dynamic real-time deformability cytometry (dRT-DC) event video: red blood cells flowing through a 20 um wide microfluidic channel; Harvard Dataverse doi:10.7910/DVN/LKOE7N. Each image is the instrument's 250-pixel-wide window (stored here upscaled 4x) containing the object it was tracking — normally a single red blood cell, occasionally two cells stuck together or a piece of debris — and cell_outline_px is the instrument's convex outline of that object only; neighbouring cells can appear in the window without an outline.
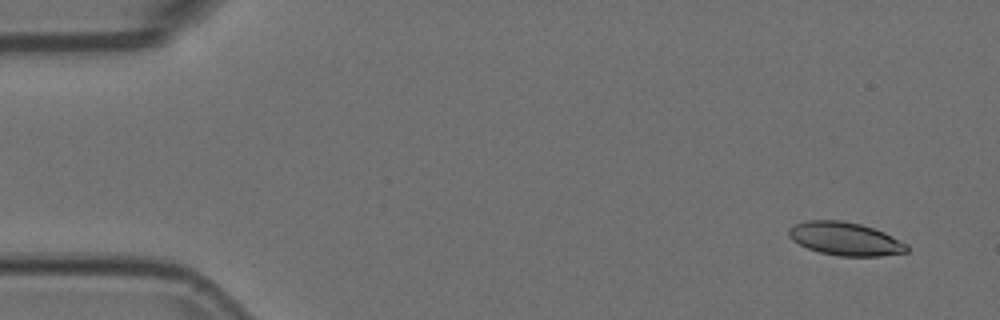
{"species": "Egyptian fruit bat (a non-hibernating species)", "species_latin": "Rousettus aegyptiacus", "temperature_condition": "room temperature", "stored_images_in_passage": 48, "camera_frame_rate_fps": 3000, "um_per_image_px": 0.085, "animal": {"sex": "female"}, "frame": {"image": 1, "passage_image": 4, "time_ms": 1.0, "image_size_px": [1000, 320], "cell_outline_px": [[908, 252], [880, 256], [840, 256], [820, 252], [808, 248], [792, 240], [788, 236], [788, 228], [796, 224], [808, 220], [840, 220], [860, 224], [884, 232], [908, 244]], "centroid_in_image_um": [71.85, 20.3], "position_along_channel_um": 13.2, "area_um2": 22.77}}
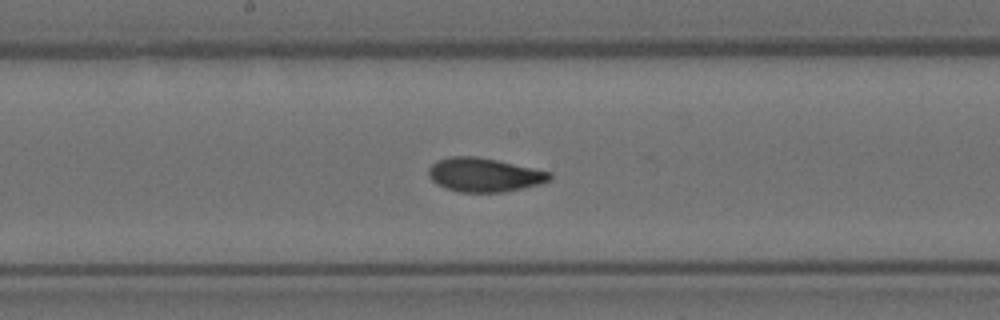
{"frame": {"image": 2, "passage_image": 29, "time_ms": 9.333, "image_size_px": [1000, 320], "cell_outline_px": [[552, 176], [548, 180], [540, 184], [504, 192], [460, 192], [444, 188], [436, 184], [428, 176], [428, 168], [436, 160], [448, 156], [476, 156], [496, 160], [552, 172]], "centroid_in_image_um": [41.11, 14.86], "position_along_channel_um": 207.1, "area_um2": 23.99}}
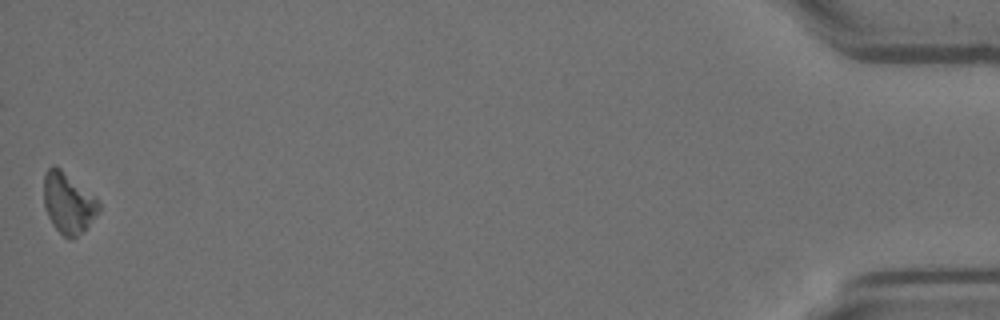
{"frame": {"image": 3, "passage_image": 48, "time_ms": 15.667, "image_size_px": [1000, 320], "cell_outline_px": [[100, 212], [76, 236], [64, 236], [52, 224], [44, 208], [44, 172], [52, 164], [56, 164], [96, 196], [100, 204]], "centroid_in_image_um": [5.79, 17.17], "position_along_channel_um": 429.4, "area_um2": 19.48}, "authors_computed_cell_mechanics": {"area_um2": 23.8136, "velocity_mm_per_s": 3.7018, "shape_relaxation_time_tau1_ms": 4.6619, "shape_relaxation_time_tau2_ms": 1.3133, "deformation_change_tau1": 0.162, "deformation_change_tau2": 0.0644}}